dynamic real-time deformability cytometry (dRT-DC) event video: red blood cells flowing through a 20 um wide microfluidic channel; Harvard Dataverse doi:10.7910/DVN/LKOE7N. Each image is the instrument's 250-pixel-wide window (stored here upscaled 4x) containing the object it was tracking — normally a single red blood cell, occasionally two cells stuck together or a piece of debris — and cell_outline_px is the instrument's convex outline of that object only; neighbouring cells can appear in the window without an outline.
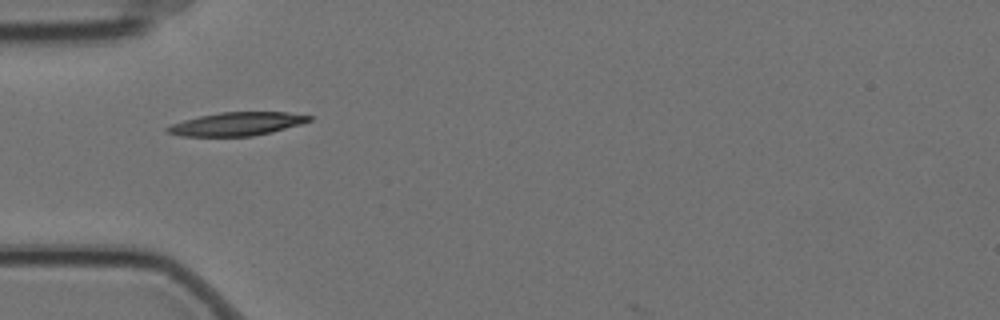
{"species": "Egyptian fruit bat (a non-hibernating species)", "species_latin": "Rousettus aegyptiacus", "temperature_condition": "cold", "stored_images_in_passage": 3, "camera_frame_rate_fps": 3000, "um_per_image_px": 0.085, "animal": {"sex": "female"}, "frame": {"image": 1, "passage_image": 1, "time_ms": 0.0, "image_size_px": [1000, 320], "cell_outline_px": [[312, 120], [300, 124], [272, 132], [252, 136], [180, 136], [168, 132], [164, 128], [172, 124], [184, 120], [200, 116], [220, 112], [288, 112], [312, 116]], "centroid_in_image_um": [20.14, 10.53], "position_along_channel_um": 64.9, "area_um2": 19.19}}
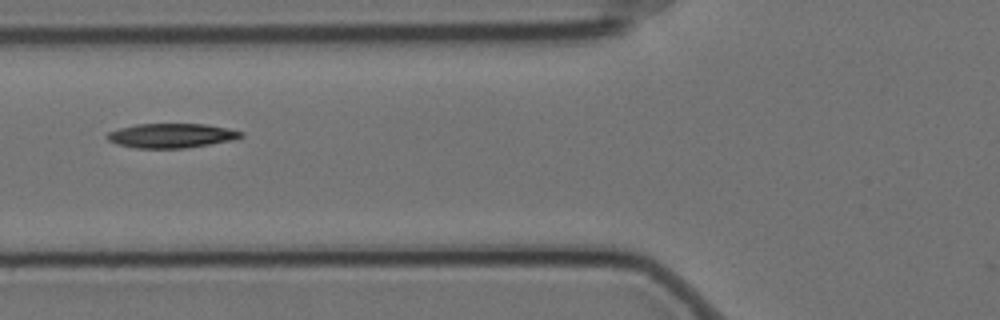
{"frame": {"image": 2, "passage_image": 2, "time_ms": 0.333, "image_size_px": [1000, 320], "cell_outline_px": [[244, 136], [232, 140], [184, 148], [136, 148], [116, 144], [108, 140], [104, 136], [108, 132], [120, 128], [136, 124], [204, 124], [228, 128], [244, 132]], "centroid_in_image_um": [14.54, 11.52], "position_along_channel_um": 111.3, "area_um2": 19.02}}
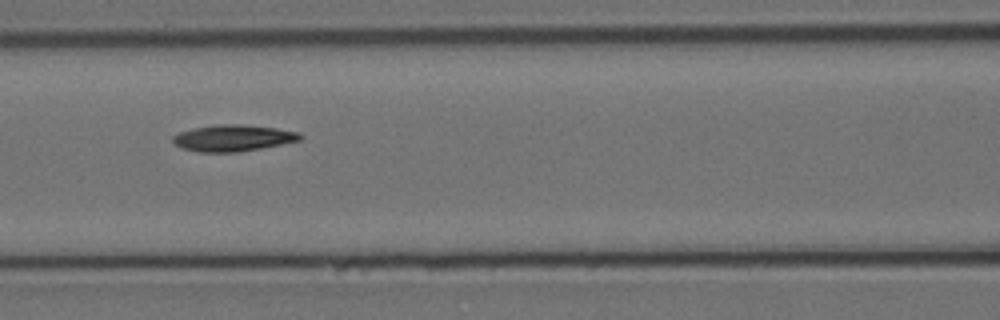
{"frame": {"image": 3, "passage_image": 3, "time_ms": 0.667, "image_size_px": [1000, 320], "cell_outline_px": [[304, 136], [300, 140], [260, 148], [236, 152], [196, 152], [180, 148], [172, 140], [172, 136], [180, 132], [192, 128], [220, 124], [244, 124], [276, 128], [300, 132]], "centroid_in_image_um": [19.79, 11.72], "position_along_channel_um": 146.8, "area_um2": 19.65}}